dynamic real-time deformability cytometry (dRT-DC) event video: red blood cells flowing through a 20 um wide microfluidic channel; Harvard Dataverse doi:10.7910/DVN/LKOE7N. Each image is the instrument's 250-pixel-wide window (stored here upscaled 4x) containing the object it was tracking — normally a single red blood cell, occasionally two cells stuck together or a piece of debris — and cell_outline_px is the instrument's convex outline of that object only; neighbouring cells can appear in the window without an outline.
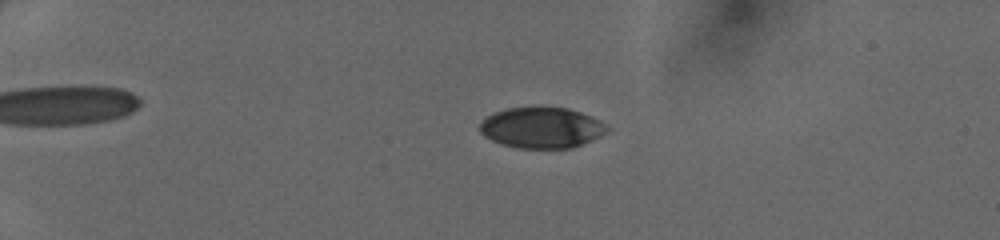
{"species": "human", "species_latin": "Homo sapiens", "temperature_condition": "cold", "stored_images_in_passage": 26, "camera_frame_rate_fps": 3000, "um_per_image_px": 0.085, "donor": {"sex": "female"}, "frame": {"image": 1, "passage_image": 9, "time_ms": 2.667, "image_size_px": [1000, 240], "cell_outline_px": [[608, 128], [600, 136], [592, 140], [572, 148], [520, 148], [500, 144], [484, 136], [480, 132], [480, 120], [496, 112], [508, 108], [568, 108], [580, 112], [600, 120]], "centroid_in_image_um": [46.01, 10.87], "position_along_channel_um": 39.0, "area_um2": 29.94}}
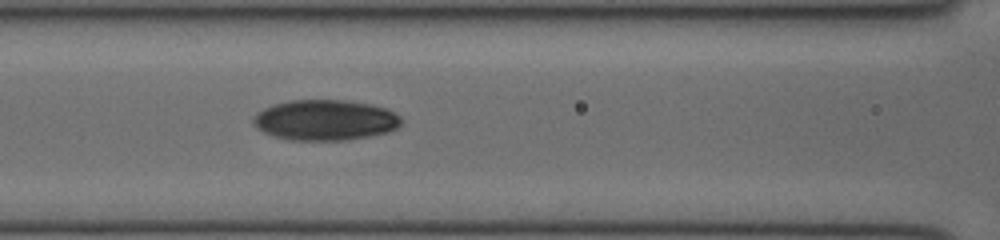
{"frame": {"image": 2, "passage_image": 19, "time_ms": 6.0, "image_size_px": [1000, 240], "cell_outline_px": [[400, 124], [396, 128], [388, 132], [368, 136], [344, 140], [292, 140], [272, 136], [256, 128], [252, 124], [252, 120], [256, 112], [272, 104], [292, 100], [344, 100], [368, 104], [384, 108], [400, 116]], "centroid_in_image_um": [27.57, 10.21], "position_along_channel_um": 139.0, "area_um2": 34.85}}
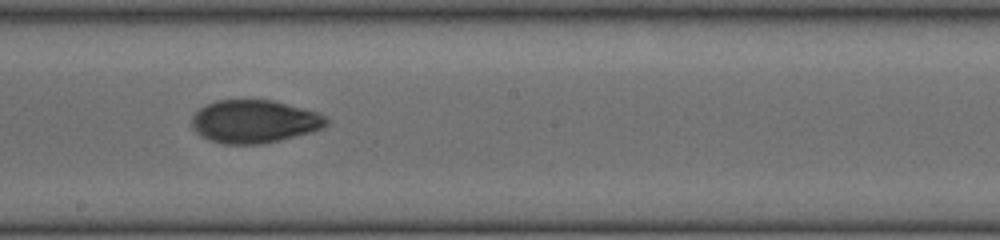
{"frame": {"image": 3, "passage_image": 24, "time_ms": 7.667, "image_size_px": [1000, 240], "cell_outline_px": [[328, 124], [324, 128], [312, 132], [264, 144], [224, 144], [200, 136], [192, 128], [192, 116], [200, 108], [216, 100], [276, 100], [316, 112], [324, 116], [328, 120]], "centroid_in_image_um": [21.63, 10.33], "position_along_channel_um": 226.6, "area_um2": 33.81}}